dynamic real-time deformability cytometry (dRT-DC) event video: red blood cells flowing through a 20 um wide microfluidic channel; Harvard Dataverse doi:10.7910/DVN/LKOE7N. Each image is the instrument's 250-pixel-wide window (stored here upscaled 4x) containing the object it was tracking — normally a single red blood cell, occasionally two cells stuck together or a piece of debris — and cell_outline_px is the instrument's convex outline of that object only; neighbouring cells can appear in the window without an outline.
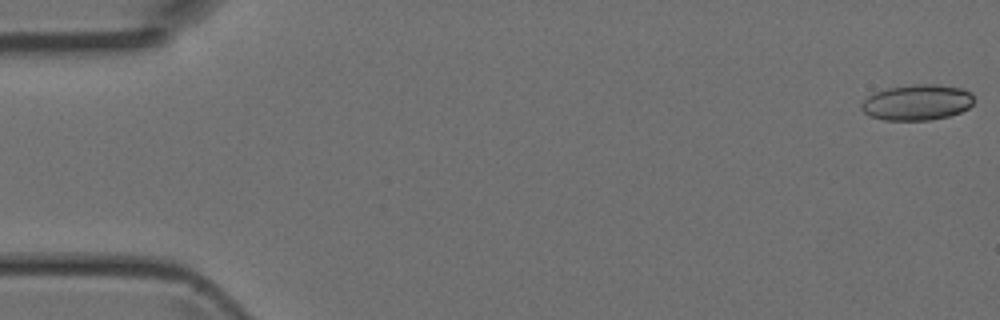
{"species": "Egyptian fruit bat (a non-hibernating species)", "species_latin": "Rousettus aegyptiacus", "temperature_condition": "room temperature", "stored_images_in_passage": 47, "camera_frame_rate_fps": 3000, "um_per_image_px": 0.085, "animal": {"sex": "female"}, "frame": {"image": 1, "passage_image": 1, "time_ms": 0.0, "image_size_px": [1000, 320], "cell_outline_px": [[972, 104], [968, 108], [960, 112], [948, 116], [928, 120], [884, 120], [868, 116], [860, 108], [860, 104], [872, 92], [888, 88], [912, 84], [936, 84], [964, 88], [972, 92]], "centroid_in_image_um": [77.92, 8.69], "position_along_channel_um": 7.1, "area_um2": 23.64}}
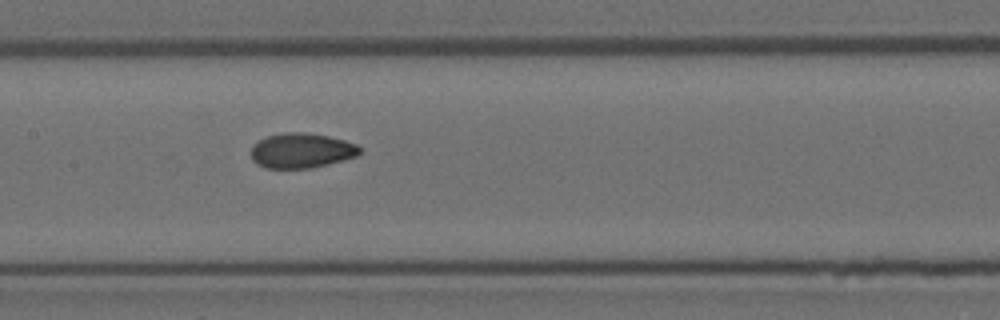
{"frame": {"image": 2, "passage_image": 23, "time_ms": 7.333, "image_size_px": [1000, 320], "cell_outline_px": [[360, 152], [356, 156], [328, 164], [312, 168], [264, 168], [256, 164], [252, 160], [252, 144], [268, 136], [288, 132], [300, 132], [328, 136], [344, 140], [356, 144], [360, 148]], "centroid_in_image_um": [25.6, 12.81], "position_along_channel_um": 181.8, "area_um2": 21.96}}
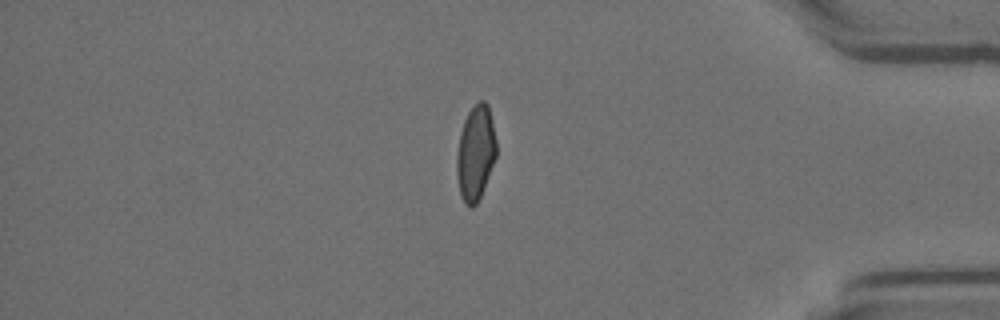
{"frame": {"image": 3, "passage_image": 40, "time_ms": 13.0, "image_size_px": [1000, 320], "cell_outline_px": [[496, 156], [480, 196], [476, 204], [472, 208], [464, 200], [460, 192], [456, 172], [456, 152], [460, 132], [464, 120], [472, 104], [476, 100], [484, 100], [488, 104], [492, 120], [496, 140]], "centroid_in_image_um": [40.41, 12.91], "position_along_channel_um": 394.8, "area_um2": 21.91}}